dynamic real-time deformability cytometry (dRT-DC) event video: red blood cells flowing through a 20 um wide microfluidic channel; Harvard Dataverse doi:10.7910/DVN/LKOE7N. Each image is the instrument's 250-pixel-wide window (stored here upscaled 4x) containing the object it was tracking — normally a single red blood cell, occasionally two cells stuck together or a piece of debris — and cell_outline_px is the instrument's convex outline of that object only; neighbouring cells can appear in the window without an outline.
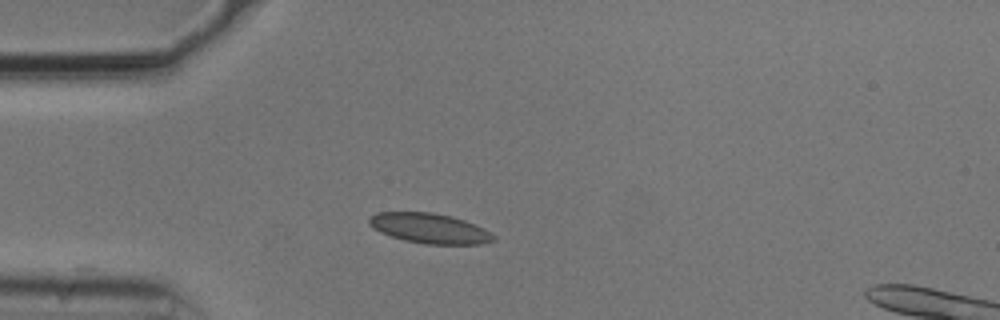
{"species": "common noctule bat (a hibernating species)", "species_latin": "Nyctalus noctula", "temperature_condition": "cold", "stored_images_in_passage": 42, "segment_of_instrument_passage": [1, 2], "camera_frame_rate_fps": 3000, "um_per_image_px": 0.085, "animal": {"sex": "male", "body_mass_g": 20.5, "forearm_length_mm": 52.5}, "frame": {"image": 1, "passage_image": 1, "time_ms": 0.0, "image_size_px": [1000, 320], "cell_outline_px": [[496, 240], [484, 244], [424, 244], [404, 240], [380, 232], [372, 228], [368, 224], [368, 216], [376, 212], [432, 212], [452, 216], [464, 220], [484, 228], [496, 236]], "centroid_in_image_um": [36.51, 19.4], "position_along_channel_um": 48.5, "area_um2": 22.02}}
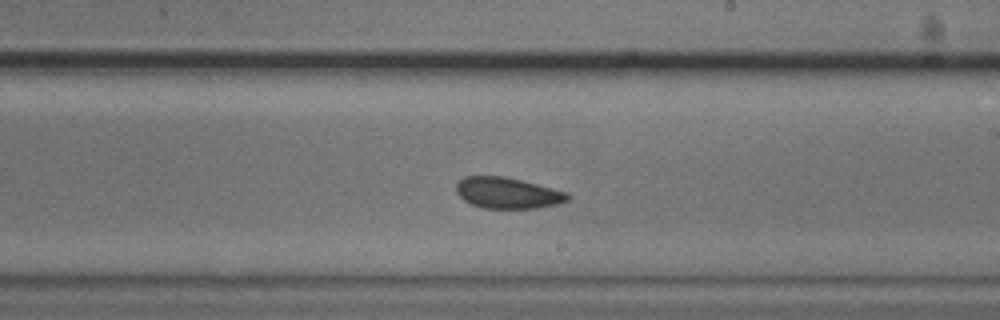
{"frame": {"image": 2, "passage_image": 18, "time_ms": 5.667, "image_size_px": [1000, 320], "cell_outline_px": [[572, 196], [568, 200], [560, 204], [536, 208], [484, 208], [472, 204], [464, 200], [456, 192], [456, 184], [464, 176], [504, 176], [568, 192]], "centroid_in_image_um": [43.17, 16.4], "position_along_channel_um": 245.8, "area_um2": 20.17}}
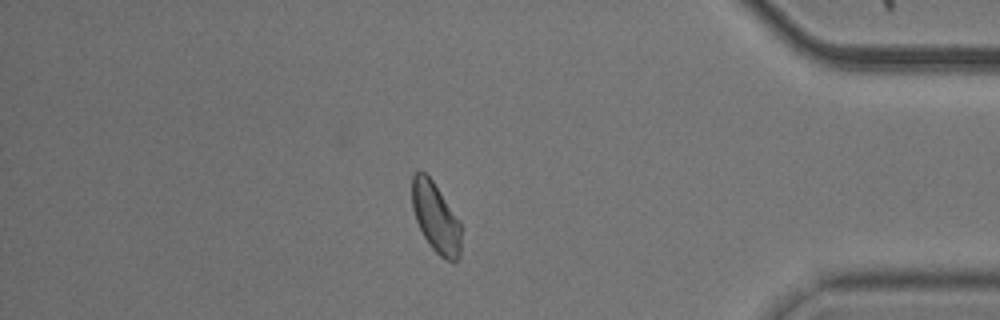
{"frame": {"image": 3, "passage_image": 33, "time_ms": 10.667, "image_size_px": [1000, 320], "cell_outline_px": [[460, 256], [452, 264], [440, 256], [432, 248], [424, 236], [416, 220], [412, 208], [412, 176], [416, 172], [424, 172], [432, 180], [460, 224]], "centroid_in_image_um": [37.02, 18.53], "position_along_channel_um": 398.2, "area_um2": 19.48}}